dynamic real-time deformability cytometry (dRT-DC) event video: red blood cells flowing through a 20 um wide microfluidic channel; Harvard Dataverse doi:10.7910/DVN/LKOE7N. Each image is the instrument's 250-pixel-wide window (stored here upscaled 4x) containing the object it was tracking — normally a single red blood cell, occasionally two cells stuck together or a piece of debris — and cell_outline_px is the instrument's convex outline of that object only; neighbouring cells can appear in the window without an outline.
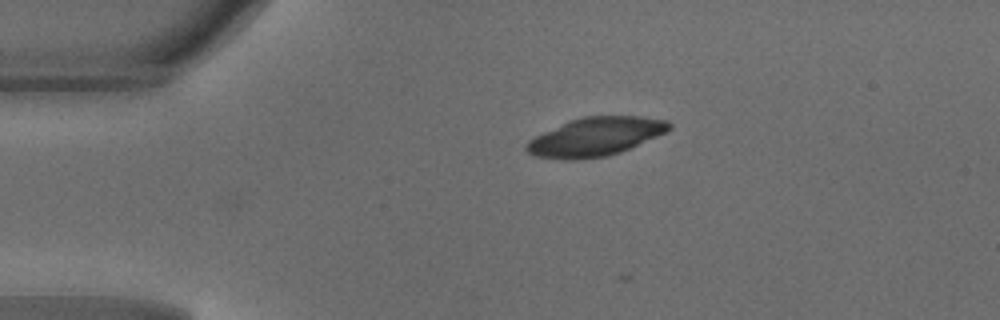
{"species": "common noctule bat (a hibernating species)", "species_latin": "Nyctalus noctula", "temperature_condition": "warm", "stored_images_in_passage": 24, "camera_frame_rate_fps": 3000, "um_per_image_px": 0.085, "animal": {"sex": "male", "body_mass_g": 18.8}, "frame": {"image": 1, "passage_image": 1, "time_ms": 0.0, "image_size_px": [1000, 320], "cell_outline_px": [[672, 128], [656, 136], [620, 152], [608, 156], [576, 160], [564, 160], [532, 156], [524, 148], [524, 144], [528, 140], [568, 120], [584, 116], [640, 116], [664, 120], [672, 124]], "centroid_in_image_um": [50.55, 11.63], "position_along_channel_um": 34.5, "area_um2": 32.02}}